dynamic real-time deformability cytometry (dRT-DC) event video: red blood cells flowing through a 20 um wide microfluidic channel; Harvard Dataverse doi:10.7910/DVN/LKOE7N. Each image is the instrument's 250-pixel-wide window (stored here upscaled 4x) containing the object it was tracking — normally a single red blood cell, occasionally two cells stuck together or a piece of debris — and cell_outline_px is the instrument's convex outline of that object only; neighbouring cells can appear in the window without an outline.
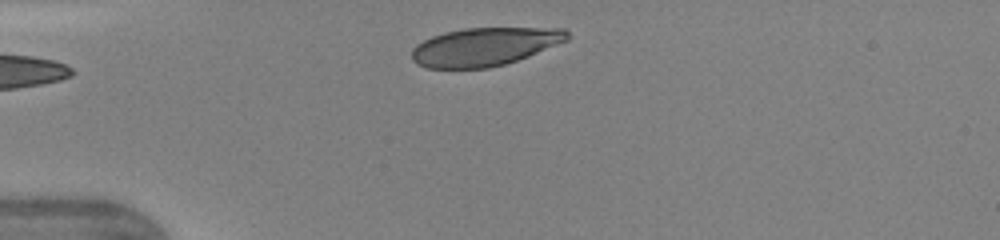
{"species": "human", "species_latin": "Homo sapiens", "temperature_condition": "warm", "stored_images_in_passage": 29, "camera_frame_rate_fps": 3000, "um_per_image_px": 0.085, "donor": {"sex": "female"}, "frame": {"image": 1, "passage_image": 1, "time_ms": 0.0, "image_size_px": [1000, 240], "cell_outline_px": [[568, 40], [528, 56], [504, 64], [488, 68], [424, 68], [416, 64], [412, 60], [412, 48], [416, 44], [432, 36], [444, 32], [464, 28], [564, 28], [568, 32]], "centroid_in_image_um": [41.15, 3.97], "position_along_channel_um": 43.8, "area_um2": 34.62}, "authors_computed_cell_mechanics": {"area_um2": 37.9168, "velocity_mm_per_s": 4.3567, "shape_relaxation_time_tau1_ms": 3.4316, "shape_relaxation_time_tau2_ms": null, "deformation_change_tau1": 0.1571, "deformation_change_tau2": null}}